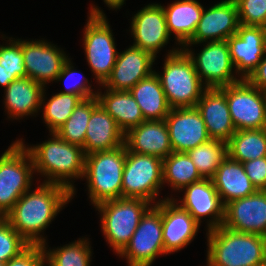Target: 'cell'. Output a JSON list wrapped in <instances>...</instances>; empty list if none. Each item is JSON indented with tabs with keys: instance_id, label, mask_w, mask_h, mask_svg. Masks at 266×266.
Segmentation results:
<instances>
[{
	"instance_id": "obj_1",
	"label": "cell",
	"mask_w": 266,
	"mask_h": 266,
	"mask_svg": "<svg viewBox=\"0 0 266 266\" xmlns=\"http://www.w3.org/2000/svg\"><path fill=\"white\" fill-rule=\"evenodd\" d=\"M71 200L72 193L66 187L43 182L26 191L4 218L30 245H43L46 237L41 232Z\"/></svg>"
},
{
	"instance_id": "obj_2",
	"label": "cell",
	"mask_w": 266,
	"mask_h": 266,
	"mask_svg": "<svg viewBox=\"0 0 266 266\" xmlns=\"http://www.w3.org/2000/svg\"><path fill=\"white\" fill-rule=\"evenodd\" d=\"M41 144L29 146L18 139L28 150L34 166V172L45 177L43 182L66 187L75 195L73 179L83 178L85 154L83 148L64 141L57 133ZM29 146V147H28Z\"/></svg>"
},
{
	"instance_id": "obj_3",
	"label": "cell",
	"mask_w": 266,
	"mask_h": 266,
	"mask_svg": "<svg viewBox=\"0 0 266 266\" xmlns=\"http://www.w3.org/2000/svg\"><path fill=\"white\" fill-rule=\"evenodd\" d=\"M207 266H261L266 263V238L223 225L206 231Z\"/></svg>"
},
{
	"instance_id": "obj_4",
	"label": "cell",
	"mask_w": 266,
	"mask_h": 266,
	"mask_svg": "<svg viewBox=\"0 0 266 266\" xmlns=\"http://www.w3.org/2000/svg\"><path fill=\"white\" fill-rule=\"evenodd\" d=\"M178 47L166 54L162 74L157 73L171 108L195 107L207 88L200 80L192 59Z\"/></svg>"
},
{
	"instance_id": "obj_5",
	"label": "cell",
	"mask_w": 266,
	"mask_h": 266,
	"mask_svg": "<svg viewBox=\"0 0 266 266\" xmlns=\"http://www.w3.org/2000/svg\"><path fill=\"white\" fill-rule=\"evenodd\" d=\"M125 144L108 151L85 155L84 176L93 206L122 198V176L126 159Z\"/></svg>"
},
{
	"instance_id": "obj_6",
	"label": "cell",
	"mask_w": 266,
	"mask_h": 266,
	"mask_svg": "<svg viewBox=\"0 0 266 266\" xmlns=\"http://www.w3.org/2000/svg\"><path fill=\"white\" fill-rule=\"evenodd\" d=\"M152 205L140 198H118L94 207L101 215L100 225L107 244L117 256L128 245L142 216Z\"/></svg>"
},
{
	"instance_id": "obj_7",
	"label": "cell",
	"mask_w": 266,
	"mask_h": 266,
	"mask_svg": "<svg viewBox=\"0 0 266 266\" xmlns=\"http://www.w3.org/2000/svg\"><path fill=\"white\" fill-rule=\"evenodd\" d=\"M86 26H84L83 45L91 71L101 86L111 75L116 63L115 37L104 12L91 5Z\"/></svg>"
},
{
	"instance_id": "obj_8",
	"label": "cell",
	"mask_w": 266,
	"mask_h": 266,
	"mask_svg": "<svg viewBox=\"0 0 266 266\" xmlns=\"http://www.w3.org/2000/svg\"><path fill=\"white\" fill-rule=\"evenodd\" d=\"M32 158L25 146L16 140L0 156V217L4 218L17 200L32 186Z\"/></svg>"
},
{
	"instance_id": "obj_9",
	"label": "cell",
	"mask_w": 266,
	"mask_h": 266,
	"mask_svg": "<svg viewBox=\"0 0 266 266\" xmlns=\"http://www.w3.org/2000/svg\"><path fill=\"white\" fill-rule=\"evenodd\" d=\"M163 187V160L148 154H137L126 149L122 176V198L156 201Z\"/></svg>"
},
{
	"instance_id": "obj_10",
	"label": "cell",
	"mask_w": 266,
	"mask_h": 266,
	"mask_svg": "<svg viewBox=\"0 0 266 266\" xmlns=\"http://www.w3.org/2000/svg\"><path fill=\"white\" fill-rule=\"evenodd\" d=\"M162 199L142 216L128 245L119 254L128 266H152L158 256L167 255L162 236Z\"/></svg>"
},
{
	"instance_id": "obj_11",
	"label": "cell",
	"mask_w": 266,
	"mask_h": 266,
	"mask_svg": "<svg viewBox=\"0 0 266 266\" xmlns=\"http://www.w3.org/2000/svg\"><path fill=\"white\" fill-rule=\"evenodd\" d=\"M221 88L225 91L236 131L266 129V92L247 79Z\"/></svg>"
},
{
	"instance_id": "obj_12",
	"label": "cell",
	"mask_w": 266,
	"mask_h": 266,
	"mask_svg": "<svg viewBox=\"0 0 266 266\" xmlns=\"http://www.w3.org/2000/svg\"><path fill=\"white\" fill-rule=\"evenodd\" d=\"M205 44L197 54L190 46L182 48L192 59L201 82L207 88H220L240 81L241 78L234 73L227 41H208Z\"/></svg>"
},
{
	"instance_id": "obj_13",
	"label": "cell",
	"mask_w": 266,
	"mask_h": 266,
	"mask_svg": "<svg viewBox=\"0 0 266 266\" xmlns=\"http://www.w3.org/2000/svg\"><path fill=\"white\" fill-rule=\"evenodd\" d=\"M22 53L27 77L44 87L57 79L69 59L64 50L45 40H22Z\"/></svg>"
},
{
	"instance_id": "obj_14",
	"label": "cell",
	"mask_w": 266,
	"mask_h": 266,
	"mask_svg": "<svg viewBox=\"0 0 266 266\" xmlns=\"http://www.w3.org/2000/svg\"><path fill=\"white\" fill-rule=\"evenodd\" d=\"M132 46L157 57L162 47L168 44L170 34L167 29L165 13L161 4H148L140 9L131 21Z\"/></svg>"
},
{
	"instance_id": "obj_15",
	"label": "cell",
	"mask_w": 266,
	"mask_h": 266,
	"mask_svg": "<svg viewBox=\"0 0 266 266\" xmlns=\"http://www.w3.org/2000/svg\"><path fill=\"white\" fill-rule=\"evenodd\" d=\"M184 197L179 200L172 199L183 209L187 210L201 225L203 217L210 218L207 221V231L217 228L224 221V205L218 195L212 179H202L192 183L181 190Z\"/></svg>"
},
{
	"instance_id": "obj_16",
	"label": "cell",
	"mask_w": 266,
	"mask_h": 266,
	"mask_svg": "<svg viewBox=\"0 0 266 266\" xmlns=\"http://www.w3.org/2000/svg\"><path fill=\"white\" fill-rule=\"evenodd\" d=\"M235 72L247 79L265 55L264 27L239 24L236 34L227 40Z\"/></svg>"
},
{
	"instance_id": "obj_17",
	"label": "cell",
	"mask_w": 266,
	"mask_h": 266,
	"mask_svg": "<svg viewBox=\"0 0 266 266\" xmlns=\"http://www.w3.org/2000/svg\"><path fill=\"white\" fill-rule=\"evenodd\" d=\"M239 27L235 0H222L203 13L191 40L184 46L212 41H226Z\"/></svg>"
},
{
	"instance_id": "obj_18",
	"label": "cell",
	"mask_w": 266,
	"mask_h": 266,
	"mask_svg": "<svg viewBox=\"0 0 266 266\" xmlns=\"http://www.w3.org/2000/svg\"><path fill=\"white\" fill-rule=\"evenodd\" d=\"M165 122L173 152H188L210 140L196 107L171 108Z\"/></svg>"
},
{
	"instance_id": "obj_19",
	"label": "cell",
	"mask_w": 266,
	"mask_h": 266,
	"mask_svg": "<svg viewBox=\"0 0 266 266\" xmlns=\"http://www.w3.org/2000/svg\"><path fill=\"white\" fill-rule=\"evenodd\" d=\"M223 226L238 232L266 235V191L257 190L224 207Z\"/></svg>"
},
{
	"instance_id": "obj_20",
	"label": "cell",
	"mask_w": 266,
	"mask_h": 266,
	"mask_svg": "<svg viewBox=\"0 0 266 266\" xmlns=\"http://www.w3.org/2000/svg\"><path fill=\"white\" fill-rule=\"evenodd\" d=\"M200 226L193 216L171 197L162 200V236L167 255L187 247L194 240Z\"/></svg>"
},
{
	"instance_id": "obj_21",
	"label": "cell",
	"mask_w": 266,
	"mask_h": 266,
	"mask_svg": "<svg viewBox=\"0 0 266 266\" xmlns=\"http://www.w3.org/2000/svg\"><path fill=\"white\" fill-rule=\"evenodd\" d=\"M155 60L149 52L129 46L121 53L118 52L111 75L102 84V88L129 91L155 71L152 70Z\"/></svg>"
},
{
	"instance_id": "obj_22",
	"label": "cell",
	"mask_w": 266,
	"mask_h": 266,
	"mask_svg": "<svg viewBox=\"0 0 266 266\" xmlns=\"http://www.w3.org/2000/svg\"><path fill=\"white\" fill-rule=\"evenodd\" d=\"M204 120L210 139L228 143L236 128L230 116L225 91L206 88L196 106Z\"/></svg>"
},
{
	"instance_id": "obj_23",
	"label": "cell",
	"mask_w": 266,
	"mask_h": 266,
	"mask_svg": "<svg viewBox=\"0 0 266 266\" xmlns=\"http://www.w3.org/2000/svg\"><path fill=\"white\" fill-rule=\"evenodd\" d=\"M128 151L148 154L162 160L173 152L165 120H145L124 135Z\"/></svg>"
},
{
	"instance_id": "obj_24",
	"label": "cell",
	"mask_w": 266,
	"mask_h": 266,
	"mask_svg": "<svg viewBox=\"0 0 266 266\" xmlns=\"http://www.w3.org/2000/svg\"><path fill=\"white\" fill-rule=\"evenodd\" d=\"M124 135L112 116L98 104L87 124L85 143L82 147L84 154L118 148L124 144Z\"/></svg>"
},
{
	"instance_id": "obj_25",
	"label": "cell",
	"mask_w": 266,
	"mask_h": 266,
	"mask_svg": "<svg viewBox=\"0 0 266 266\" xmlns=\"http://www.w3.org/2000/svg\"><path fill=\"white\" fill-rule=\"evenodd\" d=\"M46 88L29 77L12 81L5 88L4 105L8 118L20 119L37 114L42 109V96Z\"/></svg>"
},
{
	"instance_id": "obj_26",
	"label": "cell",
	"mask_w": 266,
	"mask_h": 266,
	"mask_svg": "<svg viewBox=\"0 0 266 266\" xmlns=\"http://www.w3.org/2000/svg\"><path fill=\"white\" fill-rule=\"evenodd\" d=\"M212 181L224 206L257 191L245 173L243 164L229 155L218 167Z\"/></svg>"
},
{
	"instance_id": "obj_27",
	"label": "cell",
	"mask_w": 266,
	"mask_h": 266,
	"mask_svg": "<svg viewBox=\"0 0 266 266\" xmlns=\"http://www.w3.org/2000/svg\"><path fill=\"white\" fill-rule=\"evenodd\" d=\"M204 7L197 0H176L163 6L167 29L174 33L176 44L182 48L191 40L199 23Z\"/></svg>"
},
{
	"instance_id": "obj_28",
	"label": "cell",
	"mask_w": 266,
	"mask_h": 266,
	"mask_svg": "<svg viewBox=\"0 0 266 266\" xmlns=\"http://www.w3.org/2000/svg\"><path fill=\"white\" fill-rule=\"evenodd\" d=\"M96 97L102 108L112 116L124 134L145 121L140 106L130 91L106 88L104 93L97 90Z\"/></svg>"
},
{
	"instance_id": "obj_29",
	"label": "cell",
	"mask_w": 266,
	"mask_h": 266,
	"mask_svg": "<svg viewBox=\"0 0 266 266\" xmlns=\"http://www.w3.org/2000/svg\"><path fill=\"white\" fill-rule=\"evenodd\" d=\"M129 91L140 106L144 120H165L171 107L156 71L140 80Z\"/></svg>"
},
{
	"instance_id": "obj_30",
	"label": "cell",
	"mask_w": 266,
	"mask_h": 266,
	"mask_svg": "<svg viewBox=\"0 0 266 266\" xmlns=\"http://www.w3.org/2000/svg\"><path fill=\"white\" fill-rule=\"evenodd\" d=\"M202 179L187 152H172L163 159V185L169 183L171 190L180 193Z\"/></svg>"
},
{
	"instance_id": "obj_31",
	"label": "cell",
	"mask_w": 266,
	"mask_h": 266,
	"mask_svg": "<svg viewBox=\"0 0 266 266\" xmlns=\"http://www.w3.org/2000/svg\"><path fill=\"white\" fill-rule=\"evenodd\" d=\"M227 144L228 155L238 162L266 157V129L238 130Z\"/></svg>"
},
{
	"instance_id": "obj_32",
	"label": "cell",
	"mask_w": 266,
	"mask_h": 266,
	"mask_svg": "<svg viewBox=\"0 0 266 266\" xmlns=\"http://www.w3.org/2000/svg\"><path fill=\"white\" fill-rule=\"evenodd\" d=\"M47 242L42 245L45 265L48 266H90L92 250L89 238H79L70 244L48 249ZM48 249V250H47Z\"/></svg>"
},
{
	"instance_id": "obj_33",
	"label": "cell",
	"mask_w": 266,
	"mask_h": 266,
	"mask_svg": "<svg viewBox=\"0 0 266 266\" xmlns=\"http://www.w3.org/2000/svg\"><path fill=\"white\" fill-rule=\"evenodd\" d=\"M188 155L203 179H212L224 159L228 156V144L220 140L210 139L193 149Z\"/></svg>"
},
{
	"instance_id": "obj_34",
	"label": "cell",
	"mask_w": 266,
	"mask_h": 266,
	"mask_svg": "<svg viewBox=\"0 0 266 266\" xmlns=\"http://www.w3.org/2000/svg\"><path fill=\"white\" fill-rule=\"evenodd\" d=\"M45 91L43 92L41 103L44 110L43 120L49 132L52 133L56 132L69 119L74 109L83 99L78 95L59 92L55 95L53 94L46 102Z\"/></svg>"
},
{
	"instance_id": "obj_35",
	"label": "cell",
	"mask_w": 266,
	"mask_h": 266,
	"mask_svg": "<svg viewBox=\"0 0 266 266\" xmlns=\"http://www.w3.org/2000/svg\"><path fill=\"white\" fill-rule=\"evenodd\" d=\"M98 104L96 96L82 100L74 109L69 119L55 133L64 141L83 147L87 124Z\"/></svg>"
},
{
	"instance_id": "obj_36",
	"label": "cell",
	"mask_w": 266,
	"mask_h": 266,
	"mask_svg": "<svg viewBox=\"0 0 266 266\" xmlns=\"http://www.w3.org/2000/svg\"><path fill=\"white\" fill-rule=\"evenodd\" d=\"M30 244L10 225L0 217V262L7 263L19 256Z\"/></svg>"
},
{
	"instance_id": "obj_37",
	"label": "cell",
	"mask_w": 266,
	"mask_h": 266,
	"mask_svg": "<svg viewBox=\"0 0 266 266\" xmlns=\"http://www.w3.org/2000/svg\"><path fill=\"white\" fill-rule=\"evenodd\" d=\"M9 42V43H8ZM8 43V44H7ZM7 45H0V65L17 79L27 77L22 53V40L9 37Z\"/></svg>"
},
{
	"instance_id": "obj_38",
	"label": "cell",
	"mask_w": 266,
	"mask_h": 266,
	"mask_svg": "<svg viewBox=\"0 0 266 266\" xmlns=\"http://www.w3.org/2000/svg\"><path fill=\"white\" fill-rule=\"evenodd\" d=\"M80 74L81 73H79V71H75L73 63H71V60L69 58L63 64L61 72L56 79V82L62 81V80H64V82H65L66 89L64 91H61V93L78 95L83 100L95 97L97 92L93 91V89L91 88L92 85L89 84L88 79L84 78L85 76H79ZM77 77H78V79H77ZM81 77H83V78H81ZM74 78L76 80H79V81H76ZM69 81H70V83H71V81H74V82L70 84Z\"/></svg>"
},
{
	"instance_id": "obj_39",
	"label": "cell",
	"mask_w": 266,
	"mask_h": 266,
	"mask_svg": "<svg viewBox=\"0 0 266 266\" xmlns=\"http://www.w3.org/2000/svg\"><path fill=\"white\" fill-rule=\"evenodd\" d=\"M239 24L266 27V0H235Z\"/></svg>"
},
{
	"instance_id": "obj_40",
	"label": "cell",
	"mask_w": 266,
	"mask_h": 266,
	"mask_svg": "<svg viewBox=\"0 0 266 266\" xmlns=\"http://www.w3.org/2000/svg\"><path fill=\"white\" fill-rule=\"evenodd\" d=\"M5 266H45L42 245H30L19 256L5 263Z\"/></svg>"
},
{
	"instance_id": "obj_41",
	"label": "cell",
	"mask_w": 266,
	"mask_h": 266,
	"mask_svg": "<svg viewBox=\"0 0 266 266\" xmlns=\"http://www.w3.org/2000/svg\"><path fill=\"white\" fill-rule=\"evenodd\" d=\"M245 173L257 190L266 188V157L253 159L242 163Z\"/></svg>"
},
{
	"instance_id": "obj_42",
	"label": "cell",
	"mask_w": 266,
	"mask_h": 266,
	"mask_svg": "<svg viewBox=\"0 0 266 266\" xmlns=\"http://www.w3.org/2000/svg\"><path fill=\"white\" fill-rule=\"evenodd\" d=\"M247 80L261 91L266 92V52L259 65L250 74Z\"/></svg>"
},
{
	"instance_id": "obj_43",
	"label": "cell",
	"mask_w": 266,
	"mask_h": 266,
	"mask_svg": "<svg viewBox=\"0 0 266 266\" xmlns=\"http://www.w3.org/2000/svg\"><path fill=\"white\" fill-rule=\"evenodd\" d=\"M17 78L14 75L8 74L0 65V86L6 88L12 81Z\"/></svg>"
},
{
	"instance_id": "obj_44",
	"label": "cell",
	"mask_w": 266,
	"mask_h": 266,
	"mask_svg": "<svg viewBox=\"0 0 266 266\" xmlns=\"http://www.w3.org/2000/svg\"><path fill=\"white\" fill-rule=\"evenodd\" d=\"M125 0H104V3L107 5V7H109L110 9H120L123 4H124Z\"/></svg>"
},
{
	"instance_id": "obj_45",
	"label": "cell",
	"mask_w": 266,
	"mask_h": 266,
	"mask_svg": "<svg viewBox=\"0 0 266 266\" xmlns=\"http://www.w3.org/2000/svg\"><path fill=\"white\" fill-rule=\"evenodd\" d=\"M264 34H265V50H266V28H264Z\"/></svg>"
},
{
	"instance_id": "obj_46",
	"label": "cell",
	"mask_w": 266,
	"mask_h": 266,
	"mask_svg": "<svg viewBox=\"0 0 266 266\" xmlns=\"http://www.w3.org/2000/svg\"><path fill=\"white\" fill-rule=\"evenodd\" d=\"M0 266H5V263H3V262H0Z\"/></svg>"
}]
</instances>
